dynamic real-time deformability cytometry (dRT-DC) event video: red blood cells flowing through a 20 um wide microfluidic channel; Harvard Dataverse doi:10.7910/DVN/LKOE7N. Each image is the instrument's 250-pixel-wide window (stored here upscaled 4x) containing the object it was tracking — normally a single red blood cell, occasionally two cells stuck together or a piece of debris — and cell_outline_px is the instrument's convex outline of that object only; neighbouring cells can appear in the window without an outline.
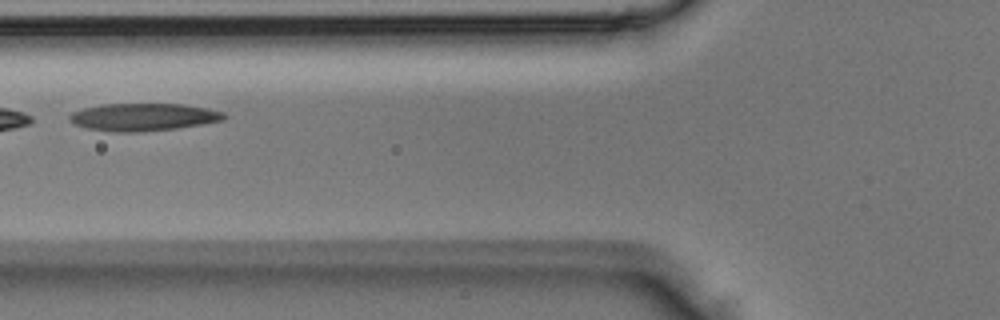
{"species": "Egyptian fruit bat (a non-hibernating species)", "species_latin": "Rousettus aegyptiacus", "temperature_condition": "room temperature", "stored_images_in_passage": 2, "camera_frame_rate_fps": 3000, "um_per_image_px": 0.085, "animal": {"sex": "male"}, "frame": {"image": 1, "passage_image": 2, "time_ms": 0.333, "image_size_px": [1000, 320], "cell_outline_px": [[228, 116], [224, 120], [204, 124], [176, 128], [140, 132], [116, 132], [88, 128], [72, 124], [68, 120], [68, 116], [72, 112], [84, 108], [100, 104], [184, 104], [208, 108], [224, 112]], "centroid_in_image_um": [12.19, 9.94], "position_along_channel_um": 113.6, "area_um2": 25.03}}